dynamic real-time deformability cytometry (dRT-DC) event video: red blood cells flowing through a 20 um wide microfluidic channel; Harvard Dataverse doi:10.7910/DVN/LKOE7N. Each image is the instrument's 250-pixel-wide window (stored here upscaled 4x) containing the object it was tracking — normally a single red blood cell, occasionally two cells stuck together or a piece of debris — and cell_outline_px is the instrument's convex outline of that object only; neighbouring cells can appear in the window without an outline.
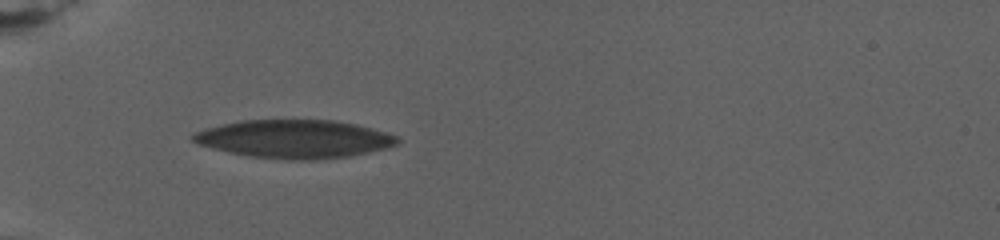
{"species": "human", "species_latin": "Homo sapiens", "temperature_condition": "warm", "stored_images_in_passage": 23, "camera_frame_rate_fps": 3000, "um_per_image_px": 0.085, "donor": {"sex": "female"}, "frame": {"image": 1, "passage_image": 1, "time_ms": 0.0, "image_size_px": [1000, 240], "cell_outline_px": [[400, 140], [396, 144], [384, 148], [368, 152], [348, 156], [320, 160], [288, 160], [252, 156], [232, 152], [200, 144], [192, 140], [192, 136], [196, 132], [208, 128], [224, 124], [244, 120], [332, 120], [356, 124], [384, 132], [396, 136]], "centroid_in_image_um": [25.07, 11.81], "position_along_channel_um": 59.9, "area_um2": 44.8}}
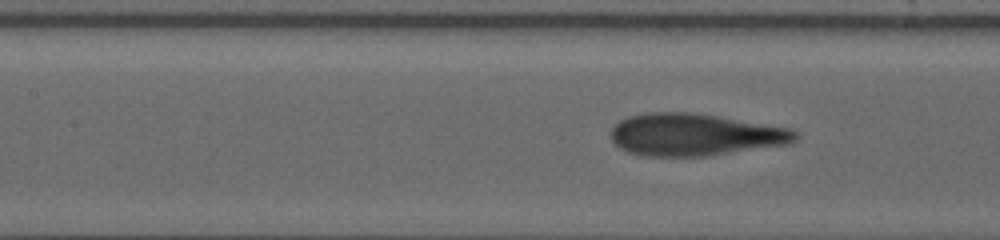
{"frame": {"image": 2, "passage_image": 17, "time_ms": 4.0, "image_size_px": [1000, 240], "cell_outline_px": [[796, 140], [788, 144], [708, 156], [640, 156], [628, 152], [620, 148], [612, 140], [612, 128], [620, 120], [628, 116], [648, 112], [692, 112], [788, 128], [796, 132]], "centroid_in_image_um": [59.01, 11.45], "position_along_channel_um": 148.4, "area_um2": 45.08}}
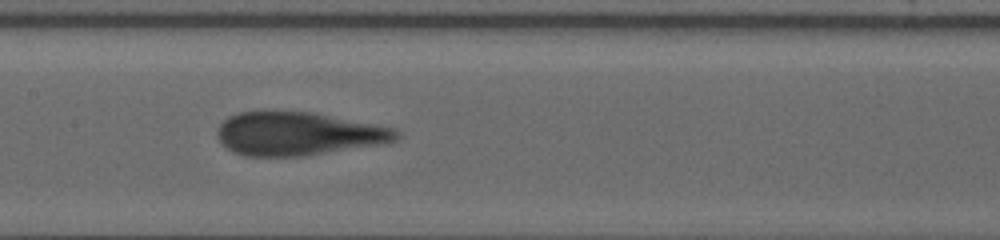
{"frame": {"image": 3, "passage_image": 22, "time_ms": 5.333, "image_size_px": [1000, 240], "cell_outline_px": [[400, 136], [396, 140], [376, 144], [308, 156], [244, 156], [232, 152], [220, 140], [216, 132], [220, 124], [228, 116], [236, 112], [312, 112], [392, 128], [400, 132]], "centroid_in_image_um": [25.29, 11.38], "position_along_channel_um": 182.1, "area_um2": 44.68}}